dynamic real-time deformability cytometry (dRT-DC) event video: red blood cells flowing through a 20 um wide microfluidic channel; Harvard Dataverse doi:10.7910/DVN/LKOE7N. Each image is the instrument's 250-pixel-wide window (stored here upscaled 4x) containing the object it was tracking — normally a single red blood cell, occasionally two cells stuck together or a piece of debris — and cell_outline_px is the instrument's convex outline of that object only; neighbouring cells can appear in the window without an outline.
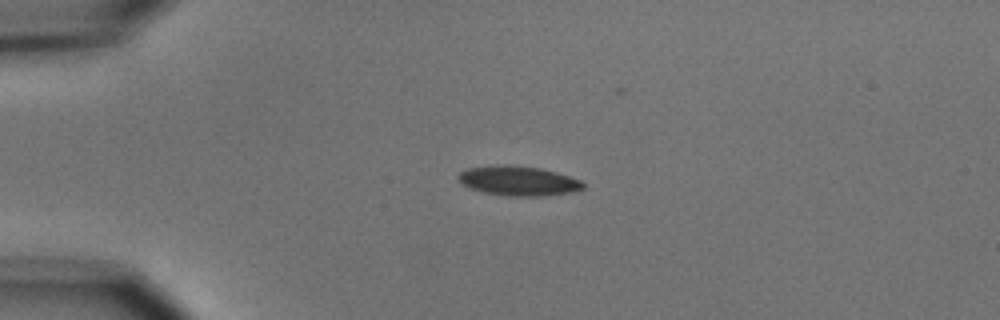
{"species": "common noctule bat (a hibernating species)", "species_latin": "Nyctalus noctula", "temperature_condition": "cold", "stored_images_in_passage": 5, "camera_frame_rate_fps": 3000, "um_per_image_px": 0.085, "animal": {"sex": "male", "body_mass_g": 15.6}, "frame": {"image": 1, "passage_image": 5, "time_ms": 5.333, "image_size_px": [1000, 320], "cell_outline_px": [[584, 188], [572, 192], [540, 196], [508, 196], [484, 192], [468, 188], [460, 184], [456, 176], [464, 168], [492, 164], [512, 164], [540, 168], [556, 172], [580, 180], [584, 184]], "centroid_in_image_um": [43.97, 15.35], "position_along_channel_um": 41.0, "area_um2": 21.96}}